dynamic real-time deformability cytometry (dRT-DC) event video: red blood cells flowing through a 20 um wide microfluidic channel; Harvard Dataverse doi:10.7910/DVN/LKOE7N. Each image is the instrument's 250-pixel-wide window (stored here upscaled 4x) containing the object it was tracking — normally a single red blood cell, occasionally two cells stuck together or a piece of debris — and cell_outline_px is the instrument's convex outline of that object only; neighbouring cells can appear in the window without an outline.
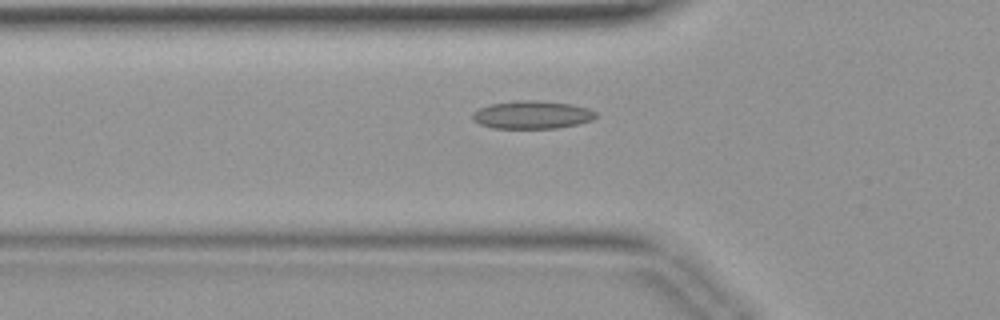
{"species": "common noctule bat (a hibernating species)", "species_latin": "Nyctalus noctula", "temperature_condition": "warm", "stored_images_in_passage": 41, "camera_frame_rate_fps": 3000, "um_per_image_px": 0.085, "animal": {"sex": "female", "body_mass_g": 19.9}, "frame": {"image": 1, "passage_image": 14, "time_ms": 4.333, "image_size_px": [1000, 320], "cell_outline_px": [[596, 116], [592, 120], [576, 124], [556, 128], [492, 128], [480, 124], [472, 120], [472, 112], [480, 108], [492, 104], [520, 100], [536, 100], [572, 104], [588, 108], [596, 112]], "centroid_in_image_um": [45.21, 9.76], "position_along_channel_um": 80.6, "area_um2": 20.0}}
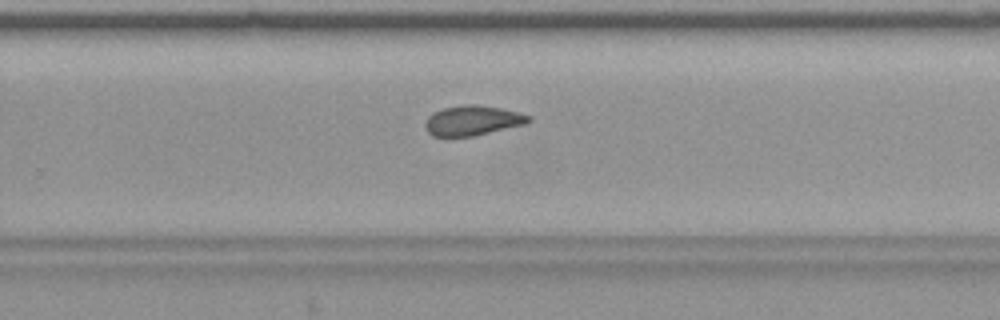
{"frame": {"image": 2, "passage_image": 27, "time_ms": 8.667, "image_size_px": [1000, 320], "cell_outline_px": [[532, 120], [528, 124], [472, 136], [432, 136], [424, 128], [424, 124], [428, 116], [432, 112], [444, 108], [464, 104], [476, 104], [500, 108], [532, 116]], "centroid_in_image_um": [40.17, 10.24], "position_along_channel_um": 289.6, "area_um2": 18.15}}
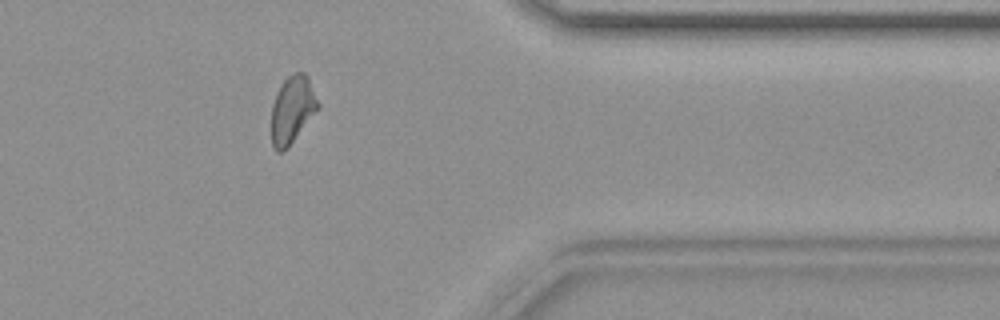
{"frame": {"image": 3, "passage_image": 34, "time_ms": 11.0, "image_size_px": [1000, 320], "cell_outline_px": [[320, 104], [316, 112], [288, 148], [284, 152], [276, 152], [272, 144], [272, 104], [276, 92], [280, 84], [292, 72], [304, 72], [308, 76]], "centroid_in_image_um": [24.85, 9.31], "position_along_channel_um": 386.6, "area_um2": 18.5}}